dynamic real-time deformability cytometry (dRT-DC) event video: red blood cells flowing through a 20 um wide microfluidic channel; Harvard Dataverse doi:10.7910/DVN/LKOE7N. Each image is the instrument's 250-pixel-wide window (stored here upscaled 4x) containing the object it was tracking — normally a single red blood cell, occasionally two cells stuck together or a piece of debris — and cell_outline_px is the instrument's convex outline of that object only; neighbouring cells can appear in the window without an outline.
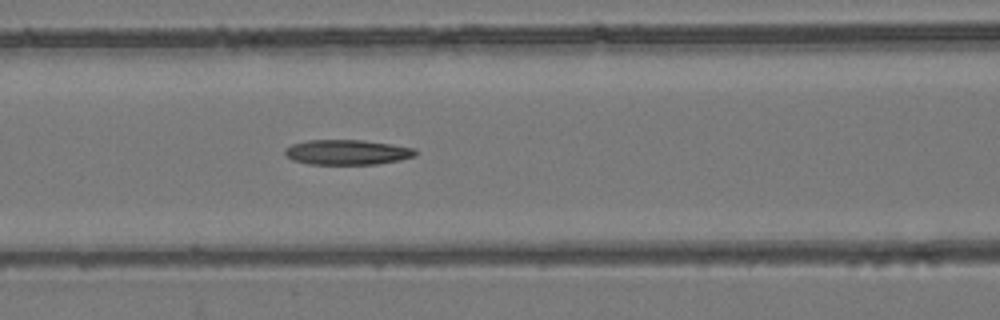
{"species": "common noctule bat (a hibernating species)", "species_latin": "Nyctalus noctula", "temperature_condition": "room temperature", "stored_images_in_passage": 13, "camera_frame_rate_fps": 3000, "um_per_image_px": 0.085, "animal": {"sex": "female", "body_mass_g": 24.6, "forearm_length_mm": 56.2}, "frame": {"image": 1, "passage_image": 10, "time_ms": 3.0, "image_size_px": [1000, 320], "cell_outline_px": [[416, 156], [400, 160], [376, 164], [308, 164], [292, 160], [284, 156], [284, 148], [292, 144], [308, 140], [364, 140], [392, 144], [416, 148]], "centroid_in_image_um": [29.49, 12.94], "position_along_channel_um": 137.1, "area_um2": 19.25}}